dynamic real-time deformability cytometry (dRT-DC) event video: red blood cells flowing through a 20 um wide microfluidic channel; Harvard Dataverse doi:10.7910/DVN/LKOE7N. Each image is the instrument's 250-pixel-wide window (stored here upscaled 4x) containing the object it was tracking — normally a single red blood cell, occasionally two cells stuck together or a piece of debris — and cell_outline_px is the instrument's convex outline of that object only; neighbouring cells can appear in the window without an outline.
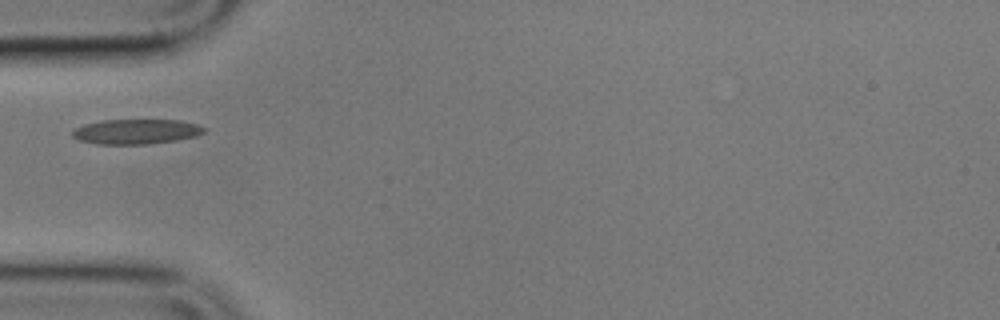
{"species": "common noctule bat (a hibernating species)", "species_latin": "Nyctalus noctula", "temperature_condition": "cold", "stored_images_in_passage": 10, "camera_frame_rate_fps": 3000, "um_per_image_px": 0.085, "animal": {"sex": "male", "body_mass_g": 17.9}, "frame": {"image": 1, "passage_image": 5, "time_ms": 4.667, "image_size_px": [1000, 320], "cell_outline_px": [[204, 132], [196, 136], [176, 140], [148, 144], [100, 144], [80, 140], [72, 136], [72, 132], [76, 128], [84, 124], [104, 120], [180, 120], [196, 124], [204, 128]], "centroid_in_image_um": [11.57, 11.18], "position_along_channel_um": 73.4, "area_um2": 18.9}}
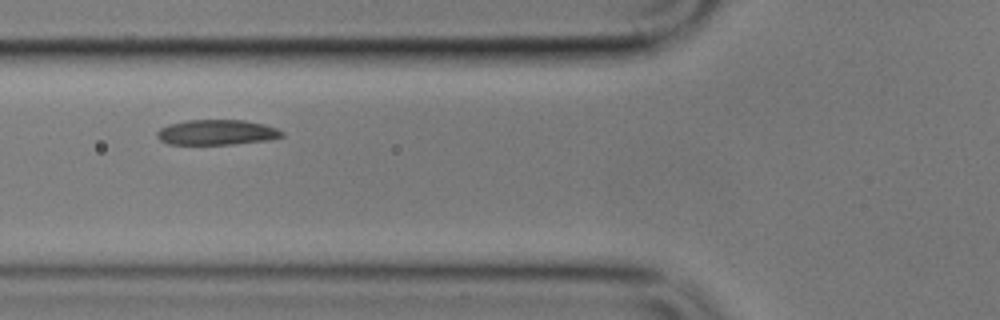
{"frame": {"image": 2, "passage_image": 6, "time_ms": 5.667, "image_size_px": [1000, 320], "cell_outline_px": [[284, 136], [272, 140], [232, 144], [168, 144], [160, 140], [156, 136], [156, 132], [160, 128], [168, 124], [188, 120], [244, 120], [264, 124], [276, 128], [284, 132]], "centroid_in_image_um": [18.44, 11.25], "position_along_channel_um": 107.4, "area_um2": 18.5}}
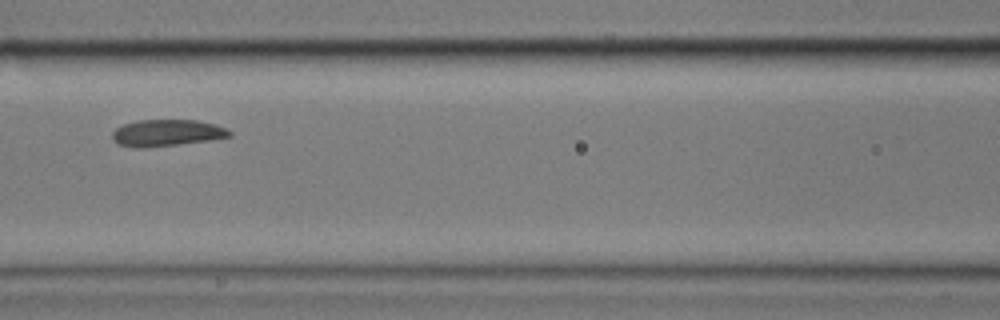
{"frame": {"image": 3, "passage_image": 7, "time_ms": 7.0, "image_size_px": [1000, 320], "cell_outline_px": [[232, 136], [212, 140], [144, 148], [136, 148], [116, 144], [112, 140], [112, 132], [116, 128], [124, 124], [140, 120], [196, 120], [216, 124], [232, 132]], "centroid_in_image_um": [14.16, 11.3], "position_along_channel_um": 152.4, "area_um2": 18.32}}